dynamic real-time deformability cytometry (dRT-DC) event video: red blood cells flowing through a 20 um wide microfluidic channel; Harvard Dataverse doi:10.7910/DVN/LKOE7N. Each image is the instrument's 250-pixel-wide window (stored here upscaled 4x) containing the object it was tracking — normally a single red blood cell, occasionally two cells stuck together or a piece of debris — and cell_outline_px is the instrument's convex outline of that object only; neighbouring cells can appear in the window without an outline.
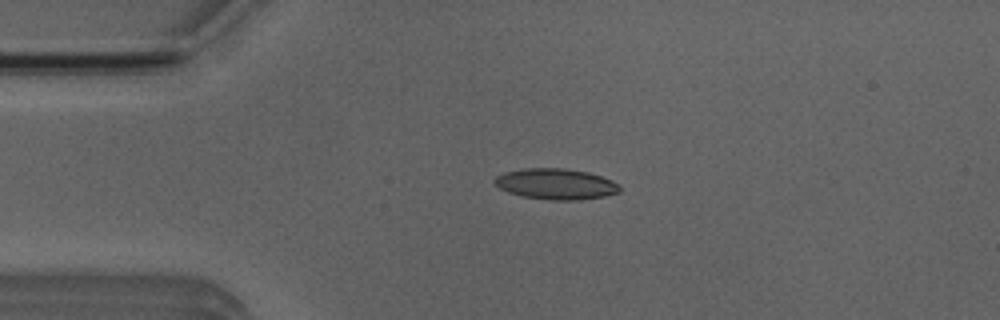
{"species": "Egyptian fruit bat (a non-hibernating species)", "species_latin": "Rousettus aegyptiacus", "temperature_condition": "room temperature", "stored_images_in_passage": 3, "camera_frame_rate_fps": 3000, "um_per_image_px": 0.085, "animal": {"sex": "male"}, "frame": {"image": 1, "passage_image": 2, "time_ms": 2.0, "image_size_px": [1000, 320], "cell_outline_px": [[620, 192], [604, 196], [580, 200], [552, 200], [524, 196], [508, 192], [500, 188], [492, 180], [496, 176], [504, 172], [524, 168], [564, 168], [588, 172], [612, 180], [620, 188]], "centroid_in_image_um": [47.23, 15.63], "position_along_channel_um": 37.8, "area_um2": 22.37}}